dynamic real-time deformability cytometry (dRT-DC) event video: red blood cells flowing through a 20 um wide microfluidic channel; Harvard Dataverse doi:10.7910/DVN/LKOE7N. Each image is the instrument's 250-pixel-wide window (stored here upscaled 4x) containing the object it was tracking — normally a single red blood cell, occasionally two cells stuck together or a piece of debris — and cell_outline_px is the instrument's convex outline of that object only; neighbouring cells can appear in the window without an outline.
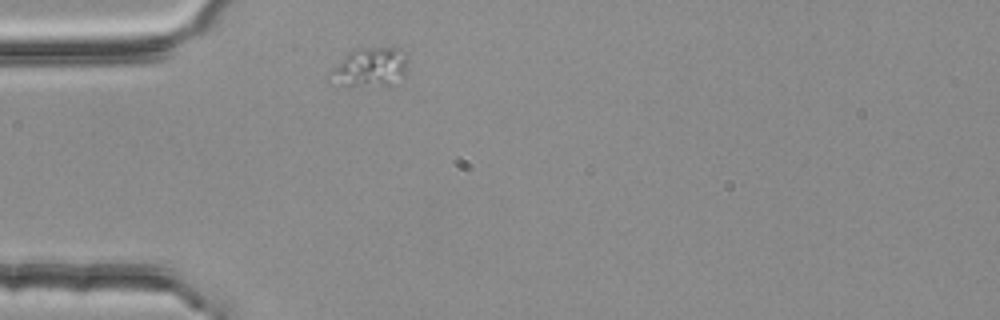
{"species": "common noctule bat (a hibernating species)", "species_latin": "Nyctalus noctula", "temperature_condition": "room temperature", "stored_images_in_passage": 1, "camera_frame_rate_fps": 3000, "um_per_image_px": 0.085, "animal": {"sex": "female", "body_mass_g": 25.1}, "frame": {"image": 1, "passage_image": 1, "time_ms": 0.0, "image_size_px": [1000, 320], "cell_outline_px": [[408, 68], [404, 80], [392, 84], [328, 84], [324, 80], [324, 76], [352, 48], [400, 48], [408, 56]], "centroid_in_image_um": [31.43, 5.71], "position_along_channel_um": 53.6, "area_um2": 18.26}}